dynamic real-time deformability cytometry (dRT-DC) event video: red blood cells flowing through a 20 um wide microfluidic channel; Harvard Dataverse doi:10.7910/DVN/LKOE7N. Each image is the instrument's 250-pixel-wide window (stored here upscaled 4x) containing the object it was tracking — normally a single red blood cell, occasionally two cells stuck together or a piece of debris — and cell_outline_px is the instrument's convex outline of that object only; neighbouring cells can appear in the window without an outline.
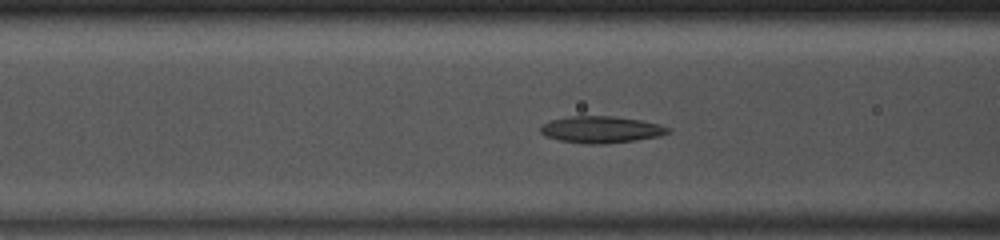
{"species": "common noctule bat (a hibernating species)", "species_latin": "Nyctalus noctula", "temperature_condition": "room temperature", "stored_images_in_passage": 39, "camera_frame_rate_fps": 3000, "um_per_image_px": 0.085, "animal": {"sex": "male", "body_mass_g": 13.0, "forearm_length_mm": 53.1}, "frame": {"image": 1, "passage_image": 8, "time_ms": 2.333, "image_size_px": [1000, 240], "cell_outline_px": [[672, 132], [660, 136], [636, 140], [604, 144], [588, 144], [560, 140], [548, 136], [540, 132], [540, 128], [544, 124], [552, 120], [572, 116], [612, 116], [640, 120], [660, 124], [672, 128]], "centroid_in_image_um": [51.18, 11.01], "position_along_channel_um": 115.4, "area_um2": 19.77}}
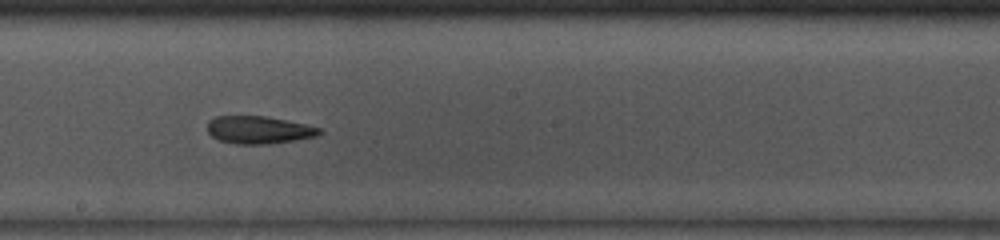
{"frame": {"image": 2, "passage_image": 16, "time_ms": 5.0, "image_size_px": [1000, 240], "cell_outline_px": [[324, 132], [316, 136], [268, 144], [236, 144], [220, 140], [212, 136], [208, 132], [208, 120], [216, 116], [264, 116], [304, 124], [320, 128]], "centroid_in_image_um": [21.97, 11.04], "position_along_channel_um": 226.2, "area_um2": 17.8}}
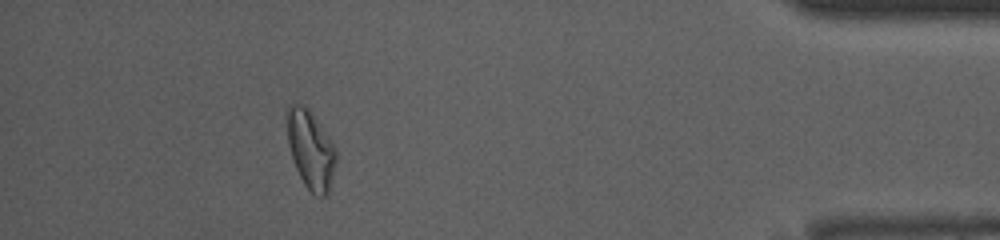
{"frame": {"image": 3, "passage_image": 33, "time_ms": 10.667, "image_size_px": [1000, 240], "cell_outline_px": [[336, 160], [328, 196], [316, 196], [304, 184], [292, 160], [288, 144], [288, 104], [300, 104], [308, 108], [312, 112], [336, 148]], "centroid_in_image_um": [26.42, 12.73], "position_along_channel_um": 408.8, "area_um2": 22.2}, "authors_computed_cell_mechanics": {"area_um2": 19.3052, "velocity_mm_per_s": 4.1428, "shape_relaxation_time_tau1_ms": null, "shape_relaxation_time_tau2_ms": 6.6947, "deformation_change_tau1": null, "deformation_change_tau2": 0.1649}}